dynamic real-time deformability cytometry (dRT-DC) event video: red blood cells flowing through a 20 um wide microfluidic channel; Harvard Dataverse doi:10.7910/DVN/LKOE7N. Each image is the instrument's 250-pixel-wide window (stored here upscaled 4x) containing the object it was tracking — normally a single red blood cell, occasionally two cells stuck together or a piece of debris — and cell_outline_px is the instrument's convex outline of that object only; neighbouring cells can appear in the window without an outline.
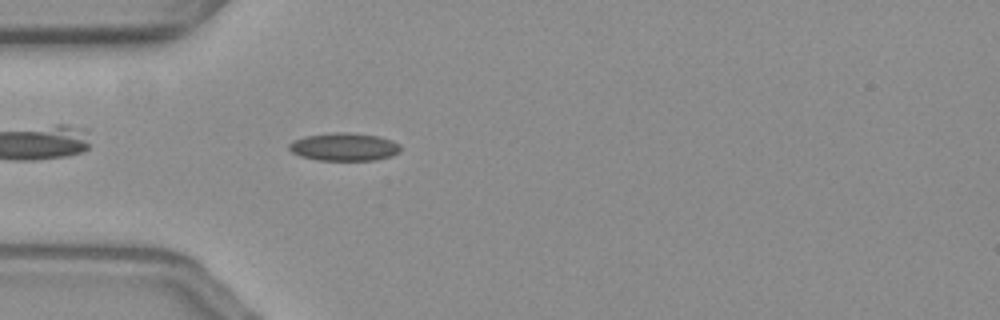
{"species": "common noctule bat (a hibernating species)", "species_latin": "Nyctalus noctula", "temperature_condition": "warm", "stored_images_in_passage": 39, "camera_frame_rate_fps": 3000, "um_per_image_px": 0.085, "animal": {"sex": "female", "body_mass_g": 19.3, "forearm_length_mm": 54.1}, "frame": {"image": 1, "passage_image": 4, "time_ms": 1.0, "image_size_px": [1000, 320], "cell_outline_px": [[400, 152], [392, 156], [372, 160], [316, 160], [300, 156], [292, 152], [288, 148], [288, 144], [292, 140], [304, 136], [332, 132], [348, 132], [380, 136], [392, 140], [400, 144]], "centroid_in_image_um": [29.24, 12.47], "position_along_channel_um": 55.8, "area_um2": 18.38}}
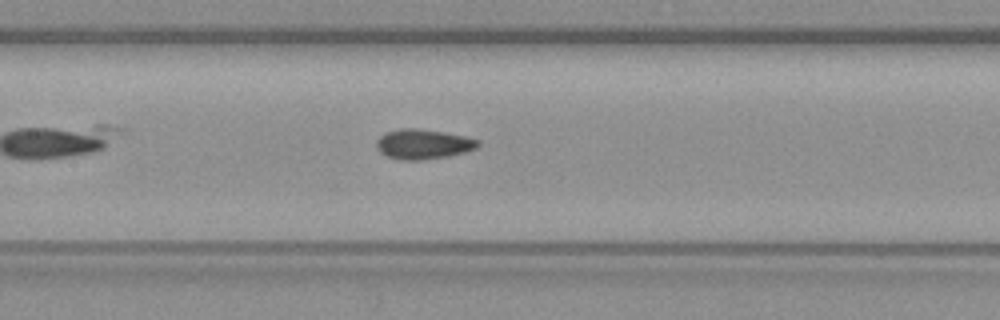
{"frame": {"image": 2, "passage_image": 14, "time_ms": 4.333, "image_size_px": [1000, 320], "cell_outline_px": [[480, 144], [476, 148], [464, 152], [448, 156], [420, 160], [400, 160], [388, 156], [380, 152], [376, 148], [376, 140], [384, 132], [400, 128], [416, 128], [444, 132], [464, 136], [480, 140]], "centroid_in_image_um": [35.94, 12.24], "position_along_channel_um": 171.5, "area_um2": 17.74}}
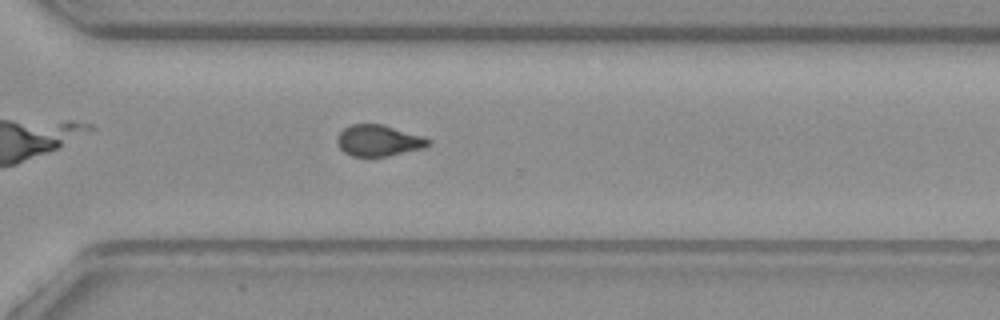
{"frame": {"image": 3, "passage_image": 28, "time_ms": 9.0, "image_size_px": [1000, 320], "cell_outline_px": [[432, 144], [424, 148], [388, 156], [352, 156], [344, 152], [340, 148], [336, 140], [336, 136], [344, 128], [352, 124], [380, 124], [424, 136], [432, 140]], "centroid_in_image_um": [32.2, 11.95], "position_along_channel_um": 338.4, "area_um2": 16.65}, "authors_computed_cell_mechanics": {"area_um2": 17.1088, "velocity_mm_per_s": 3.5868, "shape_relaxation_time_tau1_ms": 5.4098, "shape_relaxation_time_tau2_ms": 2.4285, "deformation_change_tau1": 0.1577, "deformation_change_tau2": 0.0814}}